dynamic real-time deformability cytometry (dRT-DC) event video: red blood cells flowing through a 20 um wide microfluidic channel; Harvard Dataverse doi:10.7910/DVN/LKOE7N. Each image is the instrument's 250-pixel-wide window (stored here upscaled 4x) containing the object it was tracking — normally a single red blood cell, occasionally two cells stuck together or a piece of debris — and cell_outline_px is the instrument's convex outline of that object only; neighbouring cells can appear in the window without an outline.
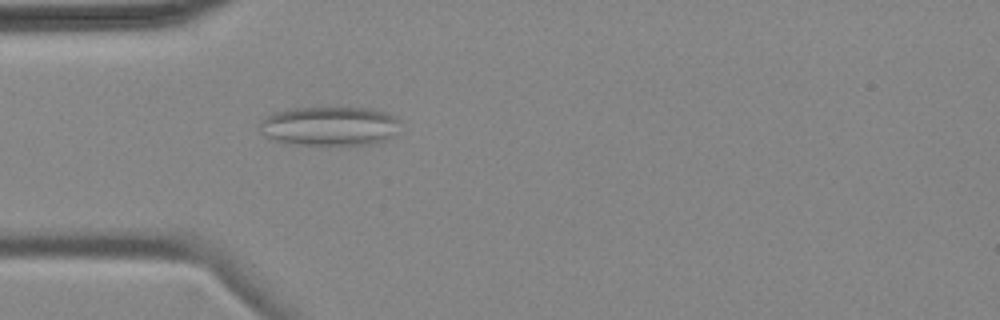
{"species": "common noctule bat (a hibernating species)", "species_latin": "Nyctalus noctula", "temperature_condition": "cold", "stored_images_in_passage": 5, "camera_frame_rate_fps": 3000, "um_per_image_px": 0.085, "animal": {"sex": "female", "body_mass_g": 18.4}, "frame": {"image": 1, "passage_image": 5, "time_ms": 4.667, "image_size_px": [1000, 320], "cell_outline_px": [[400, 120], [392, 136], [384, 140], [372, 144], [292, 144], [276, 140], [264, 136], [260, 132], [260, 120], [276, 112], [292, 108], [368, 108], [384, 112]], "centroid_in_image_um": [27.97, 10.71], "position_along_channel_um": 57.0, "area_um2": 31.62}}